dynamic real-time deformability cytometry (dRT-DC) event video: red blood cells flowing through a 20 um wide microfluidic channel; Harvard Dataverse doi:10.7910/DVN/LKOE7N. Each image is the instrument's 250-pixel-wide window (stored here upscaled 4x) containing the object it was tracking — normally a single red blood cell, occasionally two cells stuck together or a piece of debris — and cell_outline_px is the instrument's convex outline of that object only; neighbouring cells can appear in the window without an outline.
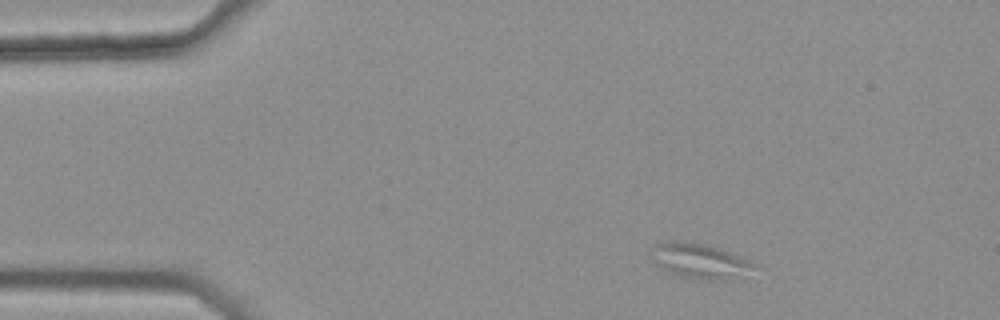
{"species": "common noctule bat (a hibernating species)", "species_latin": "Nyctalus noctula", "temperature_condition": "warm", "stored_images_in_passage": 37, "camera_frame_rate_fps": 3000, "um_per_image_px": 0.085, "animal": {"sex": "female", "body_mass_g": 25.1}, "frame": {"image": 1, "passage_image": 1, "time_ms": 0.0, "image_size_px": [1000, 320], "cell_outline_px": [[760, 264], [744, 276], [720, 280], [708, 280], [684, 276], [668, 272], [656, 264], [652, 260], [656, 244], [672, 240], [676, 240], [700, 244], [716, 248], [752, 260]], "centroid_in_image_um": [59.56, 22.19], "position_along_channel_um": 25.4, "area_um2": 20.58}}
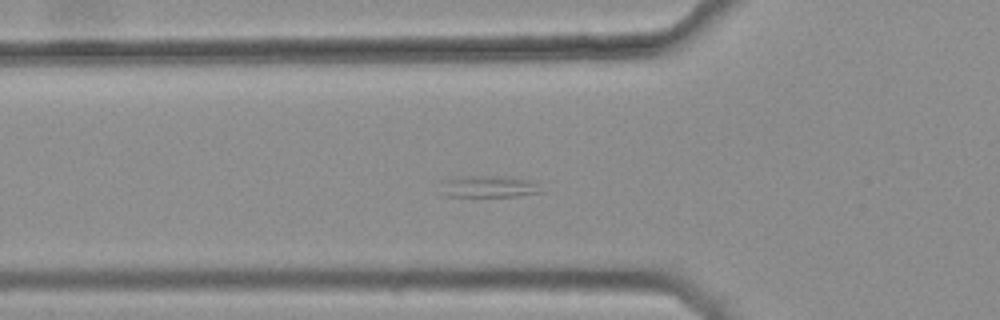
{"frame": {"image": 2, "passage_image": 11, "time_ms": 3.333, "image_size_px": [1000, 320], "cell_outline_px": [[540, 192], [516, 196], [448, 196], [436, 192], [444, 180], [456, 176], [512, 176], [528, 180]], "centroid_in_image_um": [41.34, 15.85], "position_along_channel_um": 84.5, "area_um2": 12.66}}
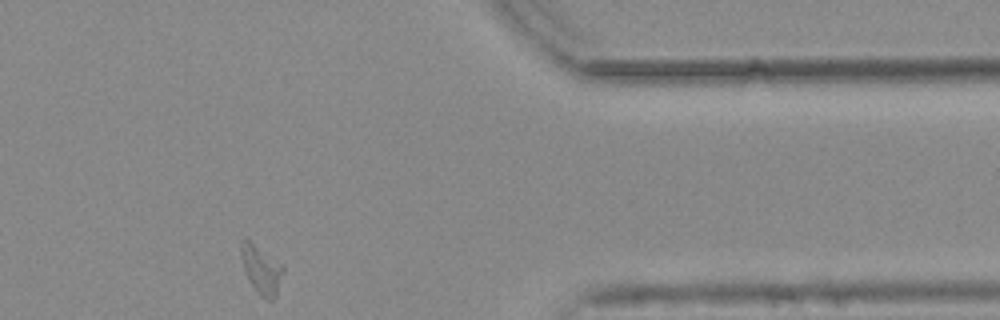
{"frame": {"image": 3, "passage_image": 37, "time_ms": 12.0, "image_size_px": [1000, 320], "cell_outline_px": [[284, 272], [276, 296], [272, 300], [264, 300], [256, 292], [244, 268], [240, 252], [240, 248], [244, 240], [248, 240], [284, 264]], "centroid_in_image_um": [22.27, 22.96], "position_along_channel_um": 389.1, "area_um2": 11.73}}